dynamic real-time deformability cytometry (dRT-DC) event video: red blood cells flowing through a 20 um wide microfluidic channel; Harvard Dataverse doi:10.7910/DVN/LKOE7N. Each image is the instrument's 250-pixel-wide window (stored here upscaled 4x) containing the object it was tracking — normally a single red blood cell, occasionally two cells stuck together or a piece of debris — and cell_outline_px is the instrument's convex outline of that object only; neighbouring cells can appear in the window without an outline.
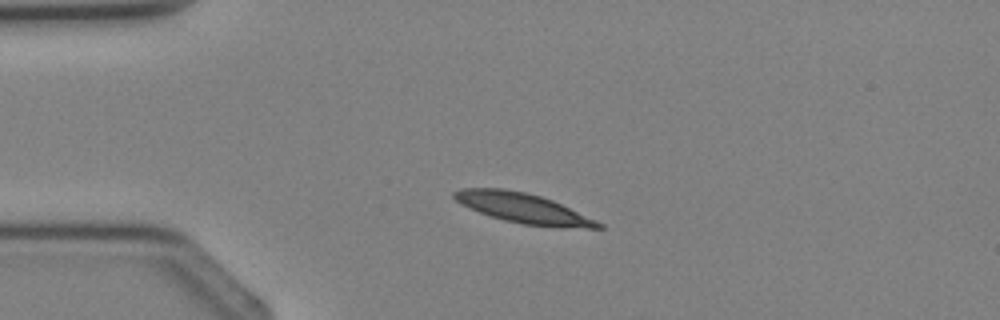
{"species": "Egyptian fruit bat (a non-hibernating species)", "species_latin": "Rousettus aegyptiacus", "temperature_condition": "cold", "stored_images_in_passage": 1, "camera_frame_rate_fps": 3000, "um_per_image_px": 0.085, "animal": {"sex": "female"}, "frame": {"image": 1, "passage_image": 1, "time_ms": 0.0, "image_size_px": [1000, 320], "cell_outline_px": [[604, 228], [560, 228], [524, 224], [504, 220], [480, 212], [460, 204], [452, 196], [452, 192], [460, 188], [504, 188], [524, 192], [540, 196], [552, 200], [596, 220], [604, 224]], "centroid_in_image_um": [44.47, 17.7], "position_along_channel_um": 40.5, "area_um2": 25.03}}